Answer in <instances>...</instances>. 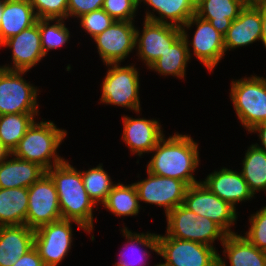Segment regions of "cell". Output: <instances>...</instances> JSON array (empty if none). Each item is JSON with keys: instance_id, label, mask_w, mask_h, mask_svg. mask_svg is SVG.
<instances>
[{"instance_id": "cell-1", "label": "cell", "mask_w": 266, "mask_h": 266, "mask_svg": "<svg viewBox=\"0 0 266 266\" xmlns=\"http://www.w3.org/2000/svg\"><path fill=\"white\" fill-rule=\"evenodd\" d=\"M151 152L155 153L147 164L151 174L176 178L187 186L200 183L193 176L199 166V151L192 137L179 133L163 137Z\"/></svg>"}, {"instance_id": "cell-2", "label": "cell", "mask_w": 266, "mask_h": 266, "mask_svg": "<svg viewBox=\"0 0 266 266\" xmlns=\"http://www.w3.org/2000/svg\"><path fill=\"white\" fill-rule=\"evenodd\" d=\"M46 173L55 184L62 219L78 222L90 233L94 227L92 212L96 205L85 190L81 171L63 161Z\"/></svg>"}, {"instance_id": "cell-3", "label": "cell", "mask_w": 266, "mask_h": 266, "mask_svg": "<svg viewBox=\"0 0 266 266\" xmlns=\"http://www.w3.org/2000/svg\"><path fill=\"white\" fill-rule=\"evenodd\" d=\"M66 135L67 131L59 129L51 120L34 122L11 156L34 162L47 171L65 161L56 153Z\"/></svg>"}, {"instance_id": "cell-4", "label": "cell", "mask_w": 266, "mask_h": 266, "mask_svg": "<svg viewBox=\"0 0 266 266\" xmlns=\"http://www.w3.org/2000/svg\"><path fill=\"white\" fill-rule=\"evenodd\" d=\"M166 216V235L180 240L195 241L211 247L216 239L224 242L227 233L209 218L195 214L183 204Z\"/></svg>"}, {"instance_id": "cell-5", "label": "cell", "mask_w": 266, "mask_h": 266, "mask_svg": "<svg viewBox=\"0 0 266 266\" xmlns=\"http://www.w3.org/2000/svg\"><path fill=\"white\" fill-rule=\"evenodd\" d=\"M230 97L246 130L266 121V78L252 76L232 81Z\"/></svg>"}, {"instance_id": "cell-6", "label": "cell", "mask_w": 266, "mask_h": 266, "mask_svg": "<svg viewBox=\"0 0 266 266\" xmlns=\"http://www.w3.org/2000/svg\"><path fill=\"white\" fill-rule=\"evenodd\" d=\"M108 72L102 82L101 103L125 107L140 112L139 74L135 66L106 64Z\"/></svg>"}, {"instance_id": "cell-7", "label": "cell", "mask_w": 266, "mask_h": 266, "mask_svg": "<svg viewBox=\"0 0 266 266\" xmlns=\"http://www.w3.org/2000/svg\"><path fill=\"white\" fill-rule=\"evenodd\" d=\"M158 255L162 266H218V252L214 247L158 234Z\"/></svg>"}, {"instance_id": "cell-8", "label": "cell", "mask_w": 266, "mask_h": 266, "mask_svg": "<svg viewBox=\"0 0 266 266\" xmlns=\"http://www.w3.org/2000/svg\"><path fill=\"white\" fill-rule=\"evenodd\" d=\"M24 73L0 68V116L38 113L37 87L23 79Z\"/></svg>"}, {"instance_id": "cell-9", "label": "cell", "mask_w": 266, "mask_h": 266, "mask_svg": "<svg viewBox=\"0 0 266 266\" xmlns=\"http://www.w3.org/2000/svg\"><path fill=\"white\" fill-rule=\"evenodd\" d=\"M183 205L195 214L214 221L227 234L235 233L230 226L237 220L236 208L211 192L201 181L187 187Z\"/></svg>"}, {"instance_id": "cell-10", "label": "cell", "mask_w": 266, "mask_h": 266, "mask_svg": "<svg viewBox=\"0 0 266 266\" xmlns=\"http://www.w3.org/2000/svg\"><path fill=\"white\" fill-rule=\"evenodd\" d=\"M62 219L55 184L45 173L28 188V211L26 225L36 230L39 227Z\"/></svg>"}, {"instance_id": "cell-11", "label": "cell", "mask_w": 266, "mask_h": 266, "mask_svg": "<svg viewBox=\"0 0 266 266\" xmlns=\"http://www.w3.org/2000/svg\"><path fill=\"white\" fill-rule=\"evenodd\" d=\"M197 25L192 41H188V33L185 29ZM181 35L185 39L188 53L191 59L189 44L193 46V53L197 59L209 70H214L225 53L224 37L209 21L194 14L181 28ZM190 42V43H189Z\"/></svg>"}, {"instance_id": "cell-12", "label": "cell", "mask_w": 266, "mask_h": 266, "mask_svg": "<svg viewBox=\"0 0 266 266\" xmlns=\"http://www.w3.org/2000/svg\"><path fill=\"white\" fill-rule=\"evenodd\" d=\"M88 232L81 224L72 220L59 221L43 225L35 230L34 247L45 266H57L71 249L72 224Z\"/></svg>"}, {"instance_id": "cell-13", "label": "cell", "mask_w": 266, "mask_h": 266, "mask_svg": "<svg viewBox=\"0 0 266 266\" xmlns=\"http://www.w3.org/2000/svg\"><path fill=\"white\" fill-rule=\"evenodd\" d=\"M147 174L146 179L134 183L139 201L164 207L166 215L183 204L188 187L183 181L151 174L149 171Z\"/></svg>"}, {"instance_id": "cell-14", "label": "cell", "mask_w": 266, "mask_h": 266, "mask_svg": "<svg viewBox=\"0 0 266 266\" xmlns=\"http://www.w3.org/2000/svg\"><path fill=\"white\" fill-rule=\"evenodd\" d=\"M136 28L133 22L114 21L93 39L103 63H119L135 48Z\"/></svg>"}, {"instance_id": "cell-15", "label": "cell", "mask_w": 266, "mask_h": 266, "mask_svg": "<svg viewBox=\"0 0 266 266\" xmlns=\"http://www.w3.org/2000/svg\"><path fill=\"white\" fill-rule=\"evenodd\" d=\"M180 36L179 27L144 20L142 35L137 28L135 33V48L138 49V57L149 67Z\"/></svg>"}, {"instance_id": "cell-16", "label": "cell", "mask_w": 266, "mask_h": 266, "mask_svg": "<svg viewBox=\"0 0 266 266\" xmlns=\"http://www.w3.org/2000/svg\"><path fill=\"white\" fill-rule=\"evenodd\" d=\"M0 46L12 48L11 59L14 65L12 67H9V65L0 66V68L10 71L28 72L45 57L41 47V37L37 22L19 34L8 38Z\"/></svg>"}, {"instance_id": "cell-17", "label": "cell", "mask_w": 266, "mask_h": 266, "mask_svg": "<svg viewBox=\"0 0 266 266\" xmlns=\"http://www.w3.org/2000/svg\"><path fill=\"white\" fill-rule=\"evenodd\" d=\"M122 140L128 145L130 151L141 156L150 152L164 137L161 125L155 119L132 118L123 116Z\"/></svg>"}, {"instance_id": "cell-18", "label": "cell", "mask_w": 266, "mask_h": 266, "mask_svg": "<svg viewBox=\"0 0 266 266\" xmlns=\"http://www.w3.org/2000/svg\"><path fill=\"white\" fill-rule=\"evenodd\" d=\"M261 36V5L257 3L252 7H244L223 36L225 52L229 49L248 46L261 40Z\"/></svg>"}, {"instance_id": "cell-19", "label": "cell", "mask_w": 266, "mask_h": 266, "mask_svg": "<svg viewBox=\"0 0 266 266\" xmlns=\"http://www.w3.org/2000/svg\"><path fill=\"white\" fill-rule=\"evenodd\" d=\"M201 182L211 192L231 204L234 208H236V203L250 200L254 197L241 172L238 173L228 168H222L219 171L210 173L205 181Z\"/></svg>"}, {"instance_id": "cell-20", "label": "cell", "mask_w": 266, "mask_h": 266, "mask_svg": "<svg viewBox=\"0 0 266 266\" xmlns=\"http://www.w3.org/2000/svg\"><path fill=\"white\" fill-rule=\"evenodd\" d=\"M35 230L27 225L0 226V266L14 265L34 247Z\"/></svg>"}, {"instance_id": "cell-21", "label": "cell", "mask_w": 266, "mask_h": 266, "mask_svg": "<svg viewBox=\"0 0 266 266\" xmlns=\"http://www.w3.org/2000/svg\"><path fill=\"white\" fill-rule=\"evenodd\" d=\"M6 154L0 161V188H29L46 170L40 165Z\"/></svg>"}, {"instance_id": "cell-22", "label": "cell", "mask_w": 266, "mask_h": 266, "mask_svg": "<svg viewBox=\"0 0 266 266\" xmlns=\"http://www.w3.org/2000/svg\"><path fill=\"white\" fill-rule=\"evenodd\" d=\"M148 4L153 12L146 11L145 20L156 23L169 24L181 28L195 13L200 0H139V4ZM166 19V20H165ZM170 20L169 22L167 20Z\"/></svg>"}, {"instance_id": "cell-23", "label": "cell", "mask_w": 266, "mask_h": 266, "mask_svg": "<svg viewBox=\"0 0 266 266\" xmlns=\"http://www.w3.org/2000/svg\"><path fill=\"white\" fill-rule=\"evenodd\" d=\"M34 8L28 0H5L0 20V45L37 22Z\"/></svg>"}, {"instance_id": "cell-24", "label": "cell", "mask_w": 266, "mask_h": 266, "mask_svg": "<svg viewBox=\"0 0 266 266\" xmlns=\"http://www.w3.org/2000/svg\"><path fill=\"white\" fill-rule=\"evenodd\" d=\"M223 245V255L229 259L230 266H266V252L251 244L245 236L237 233L227 234ZM218 255V266H227Z\"/></svg>"}, {"instance_id": "cell-25", "label": "cell", "mask_w": 266, "mask_h": 266, "mask_svg": "<svg viewBox=\"0 0 266 266\" xmlns=\"http://www.w3.org/2000/svg\"><path fill=\"white\" fill-rule=\"evenodd\" d=\"M243 8L236 0H200L195 14L224 36Z\"/></svg>"}, {"instance_id": "cell-26", "label": "cell", "mask_w": 266, "mask_h": 266, "mask_svg": "<svg viewBox=\"0 0 266 266\" xmlns=\"http://www.w3.org/2000/svg\"><path fill=\"white\" fill-rule=\"evenodd\" d=\"M28 188H0V226L26 225Z\"/></svg>"}, {"instance_id": "cell-27", "label": "cell", "mask_w": 266, "mask_h": 266, "mask_svg": "<svg viewBox=\"0 0 266 266\" xmlns=\"http://www.w3.org/2000/svg\"><path fill=\"white\" fill-rule=\"evenodd\" d=\"M38 113H17L0 116V147L11 154L35 122Z\"/></svg>"}, {"instance_id": "cell-28", "label": "cell", "mask_w": 266, "mask_h": 266, "mask_svg": "<svg viewBox=\"0 0 266 266\" xmlns=\"http://www.w3.org/2000/svg\"><path fill=\"white\" fill-rule=\"evenodd\" d=\"M121 231L129 243L128 245H125L126 247H124V249L126 251L128 250L127 252L131 249V254L128 255H130L132 259L129 260L127 258V253L123 249L121 251L123 253L119 255L120 259H118V262L115 263V266H146L145 260H147V258L145 257H149V251L147 252L145 249L143 251L140 249L139 245L142 247L145 246L158 254V234L148 232L146 234L132 233L129 229H127V227H123V230Z\"/></svg>"}, {"instance_id": "cell-29", "label": "cell", "mask_w": 266, "mask_h": 266, "mask_svg": "<svg viewBox=\"0 0 266 266\" xmlns=\"http://www.w3.org/2000/svg\"><path fill=\"white\" fill-rule=\"evenodd\" d=\"M190 60L188 47L182 35L150 66L149 69L164 75L185 77L186 66Z\"/></svg>"}, {"instance_id": "cell-30", "label": "cell", "mask_w": 266, "mask_h": 266, "mask_svg": "<svg viewBox=\"0 0 266 266\" xmlns=\"http://www.w3.org/2000/svg\"><path fill=\"white\" fill-rule=\"evenodd\" d=\"M244 157L241 174L254 196L256 192L266 190V153L252 144Z\"/></svg>"}, {"instance_id": "cell-31", "label": "cell", "mask_w": 266, "mask_h": 266, "mask_svg": "<svg viewBox=\"0 0 266 266\" xmlns=\"http://www.w3.org/2000/svg\"><path fill=\"white\" fill-rule=\"evenodd\" d=\"M103 206L119 217L136 216L140 211V204L134 183L129 185L115 183Z\"/></svg>"}, {"instance_id": "cell-32", "label": "cell", "mask_w": 266, "mask_h": 266, "mask_svg": "<svg viewBox=\"0 0 266 266\" xmlns=\"http://www.w3.org/2000/svg\"><path fill=\"white\" fill-rule=\"evenodd\" d=\"M83 185L91 200L95 205L100 202L104 204L109 192L112 190L113 184L108 173L99 164L95 168L87 171H81Z\"/></svg>"}, {"instance_id": "cell-33", "label": "cell", "mask_w": 266, "mask_h": 266, "mask_svg": "<svg viewBox=\"0 0 266 266\" xmlns=\"http://www.w3.org/2000/svg\"><path fill=\"white\" fill-rule=\"evenodd\" d=\"M55 24L50 25V22ZM41 37V47L46 56L49 50L63 46L70 38V33L64 25V19H37Z\"/></svg>"}, {"instance_id": "cell-34", "label": "cell", "mask_w": 266, "mask_h": 266, "mask_svg": "<svg viewBox=\"0 0 266 266\" xmlns=\"http://www.w3.org/2000/svg\"><path fill=\"white\" fill-rule=\"evenodd\" d=\"M38 19H67L68 0H28Z\"/></svg>"}, {"instance_id": "cell-35", "label": "cell", "mask_w": 266, "mask_h": 266, "mask_svg": "<svg viewBox=\"0 0 266 266\" xmlns=\"http://www.w3.org/2000/svg\"><path fill=\"white\" fill-rule=\"evenodd\" d=\"M250 228L245 238L259 250L266 252V206L249 218Z\"/></svg>"}, {"instance_id": "cell-36", "label": "cell", "mask_w": 266, "mask_h": 266, "mask_svg": "<svg viewBox=\"0 0 266 266\" xmlns=\"http://www.w3.org/2000/svg\"><path fill=\"white\" fill-rule=\"evenodd\" d=\"M139 0H104L102 9L114 20L133 22Z\"/></svg>"}, {"instance_id": "cell-37", "label": "cell", "mask_w": 266, "mask_h": 266, "mask_svg": "<svg viewBox=\"0 0 266 266\" xmlns=\"http://www.w3.org/2000/svg\"><path fill=\"white\" fill-rule=\"evenodd\" d=\"M80 25L92 38L109 28L115 21L103 9L92 11L79 17Z\"/></svg>"}, {"instance_id": "cell-38", "label": "cell", "mask_w": 266, "mask_h": 266, "mask_svg": "<svg viewBox=\"0 0 266 266\" xmlns=\"http://www.w3.org/2000/svg\"><path fill=\"white\" fill-rule=\"evenodd\" d=\"M104 0H68V17H77L102 9Z\"/></svg>"}, {"instance_id": "cell-39", "label": "cell", "mask_w": 266, "mask_h": 266, "mask_svg": "<svg viewBox=\"0 0 266 266\" xmlns=\"http://www.w3.org/2000/svg\"><path fill=\"white\" fill-rule=\"evenodd\" d=\"M12 266H45L35 247L26 254L19 257L18 261Z\"/></svg>"}, {"instance_id": "cell-40", "label": "cell", "mask_w": 266, "mask_h": 266, "mask_svg": "<svg viewBox=\"0 0 266 266\" xmlns=\"http://www.w3.org/2000/svg\"><path fill=\"white\" fill-rule=\"evenodd\" d=\"M248 132H251V133L258 132L259 133L258 136H259V139L261 140V143H262L261 145H263V147L259 146L257 143L254 144V145L257 146L259 149L263 150L266 153V121L257 124L256 126H254Z\"/></svg>"}, {"instance_id": "cell-41", "label": "cell", "mask_w": 266, "mask_h": 266, "mask_svg": "<svg viewBox=\"0 0 266 266\" xmlns=\"http://www.w3.org/2000/svg\"><path fill=\"white\" fill-rule=\"evenodd\" d=\"M258 3L261 5V19H262L261 42L266 48V0H260Z\"/></svg>"}, {"instance_id": "cell-42", "label": "cell", "mask_w": 266, "mask_h": 266, "mask_svg": "<svg viewBox=\"0 0 266 266\" xmlns=\"http://www.w3.org/2000/svg\"><path fill=\"white\" fill-rule=\"evenodd\" d=\"M244 7H252L255 6L260 0H236Z\"/></svg>"}, {"instance_id": "cell-43", "label": "cell", "mask_w": 266, "mask_h": 266, "mask_svg": "<svg viewBox=\"0 0 266 266\" xmlns=\"http://www.w3.org/2000/svg\"><path fill=\"white\" fill-rule=\"evenodd\" d=\"M4 3H5V0H0V20H1L2 13H3Z\"/></svg>"}, {"instance_id": "cell-44", "label": "cell", "mask_w": 266, "mask_h": 266, "mask_svg": "<svg viewBox=\"0 0 266 266\" xmlns=\"http://www.w3.org/2000/svg\"><path fill=\"white\" fill-rule=\"evenodd\" d=\"M7 153L0 147V161L3 159V157L6 155Z\"/></svg>"}]
</instances>
